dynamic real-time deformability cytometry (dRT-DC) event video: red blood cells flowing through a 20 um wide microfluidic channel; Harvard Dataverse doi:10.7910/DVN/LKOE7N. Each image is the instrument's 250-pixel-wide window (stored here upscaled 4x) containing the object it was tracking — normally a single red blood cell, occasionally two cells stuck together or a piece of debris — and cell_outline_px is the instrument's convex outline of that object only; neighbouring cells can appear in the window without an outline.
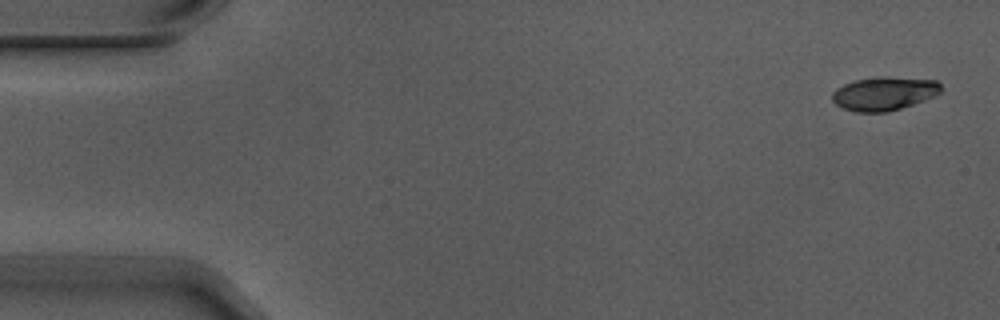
{"species": "Egyptian fruit bat (a non-hibernating species)", "species_latin": "Rousettus aegyptiacus", "temperature_condition": "warm", "stored_images_in_passage": 4, "camera_frame_rate_fps": 3000, "um_per_image_px": 0.085, "animal": {"sex": "male"}, "frame": {"image": 1, "passage_image": 1, "time_ms": 0.0, "image_size_px": [1000, 320], "cell_outline_px": [[940, 92], [936, 96], [888, 112], [856, 112], [844, 108], [836, 104], [832, 100], [832, 92], [836, 88], [852, 80], [876, 76], [888, 76], [936, 80], [940, 84]], "centroid_in_image_um": [75.13, 7.93], "position_along_channel_um": 9.9, "area_um2": 21.44}}
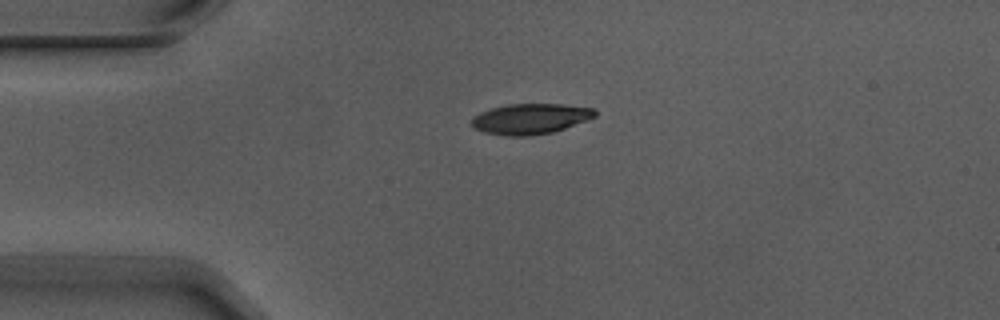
{"frame": {"image": 2, "passage_image": 4, "time_ms": 1.0, "image_size_px": [1000, 320], "cell_outline_px": [[596, 116], [588, 120], [552, 132], [524, 136], [504, 136], [484, 132], [476, 128], [472, 124], [472, 120], [480, 112], [492, 108], [508, 104], [560, 104], [596, 108]], "centroid_in_image_um": [45.12, 10.09], "position_along_channel_um": 39.9, "area_um2": 21.73}}